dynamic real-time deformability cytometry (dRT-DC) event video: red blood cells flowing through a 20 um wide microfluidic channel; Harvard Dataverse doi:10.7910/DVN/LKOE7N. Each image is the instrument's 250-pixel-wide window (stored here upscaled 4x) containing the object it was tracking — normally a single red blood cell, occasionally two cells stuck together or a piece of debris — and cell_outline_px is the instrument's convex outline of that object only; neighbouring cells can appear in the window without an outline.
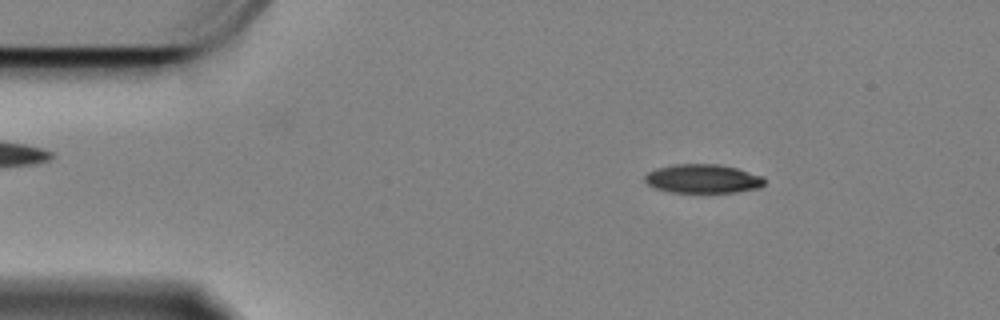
{"species": "Egyptian fruit bat (a non-hibernating species)", "species_latin": "Rousettus aegyptiacus", "temperature_condition": "cold", "stored_images_in_passage": 58, "camera_frame_rate_fps": 3000, "um_per_image_px": 0.085, "animal": {"sex": "female"}, "frame": {"image": 1, "passage_image": 8, "time_ms": 2.333, "image_size_px": [1000, 320], "cell_outline_px": [[764, 184], [760, 188], [736, 192], [672, 192], [656, 188], [648, 184], [644, 180], [644, 176], [648, 172], [660, 168], [676, 164], [716, 164], [736, 168], [764, 176]], "centroid_in_image_um": [59.77, 15.19], "position_along_channel_um": 25.2, "area_um2": 19.94}}
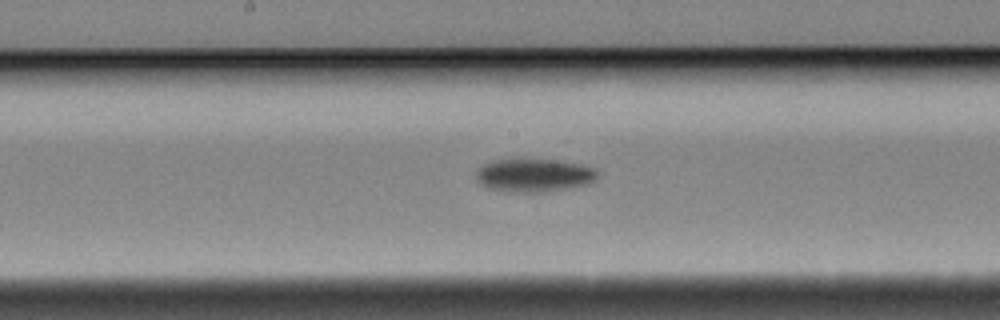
{"frame": {"image": 2, "passage_image": 29, "time_ms": 9.333, "image_size_px": [1000, 320], "cell_outline_px": [[596, 176], [592, 180], [584, 184], [544, 192], [508, 192], [488, 188], [480, 184], [476, 180], [476, 172], [484, 164], [492, 160], [556, 160], [576, 164], [592, 168], [596, 172]], "centroid_in_image_um": [45.28, 14.91], "position_along_channel_um": 202.9, "area_um2": 22.83}}
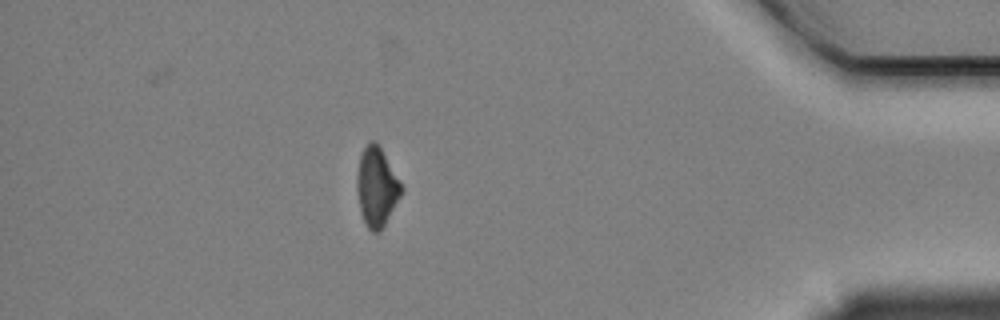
{"frame": {"image": 3, "passage_image": 51, "time_ms": 16.667, "image_size_px": [1000, 320], "cell_outline_px": [[404, 188], [400, 196], [380, 232], [372, 232], [368, 228], [360, 212], [356, 188], [356, 172], [360, 156], [368, 140], [376, 140]], "centroid_in_image_um": [31.99, 15.86], "position_along_channel_um": 403.2, "area_um2": 20.46}, "authors_computed_cell_mechanics": {"area_um2": 21.3571, "velocity_mm_per_s": 3.3427, "shape_relaxation_time_tau1_ms": 3.0788, "shape_relaxation_time_tau2_ms": null, "deformation_change_tau1": 0.104, "deformation_change_tau2": null}}